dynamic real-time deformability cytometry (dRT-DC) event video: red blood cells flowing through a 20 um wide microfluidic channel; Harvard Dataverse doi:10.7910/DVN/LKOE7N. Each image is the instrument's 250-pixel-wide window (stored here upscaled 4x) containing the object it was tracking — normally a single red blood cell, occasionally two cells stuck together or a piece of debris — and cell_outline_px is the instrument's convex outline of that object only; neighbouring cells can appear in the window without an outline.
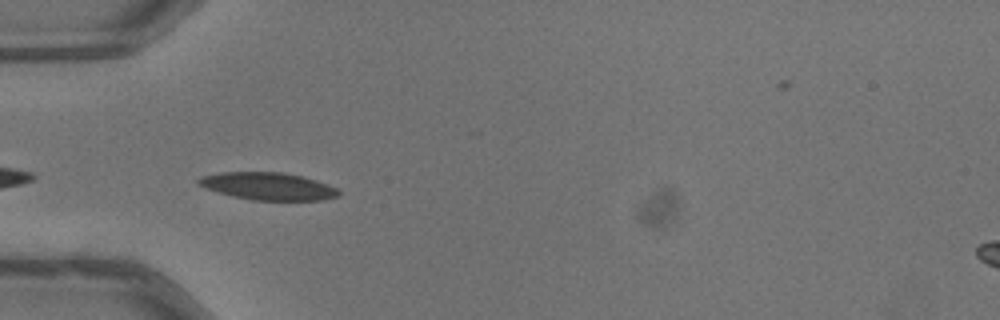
{"species": "common noctule bat (a hibernating species)", "species_latin": "Nyctalus noctula", "temperature_condition": "warm", "stored_images_in_passage": 21, "camera_frame_rate_fps": 3000, "um_per_image_px": 0.085, "animal": {"sex": "male", "body_mass_g": 13.3}, "frame": {"image": 1, "passage_image": 2, "time_ms": 0.333, "image_size_px": [1000, 320], "cell_outline_px": [[340, 196], [324, 200], [252, 200], [232, 196], [196, 184], [196, 180], [200, 176], [220, 172], [280, 172], [300, 176], [316, 180], [328, 184], [336, 188], [340, 192]], "centroid_in_image_um": [22.79, 15.83], "position_along_channel_um": 62.2, "area_um2": 22.37}}
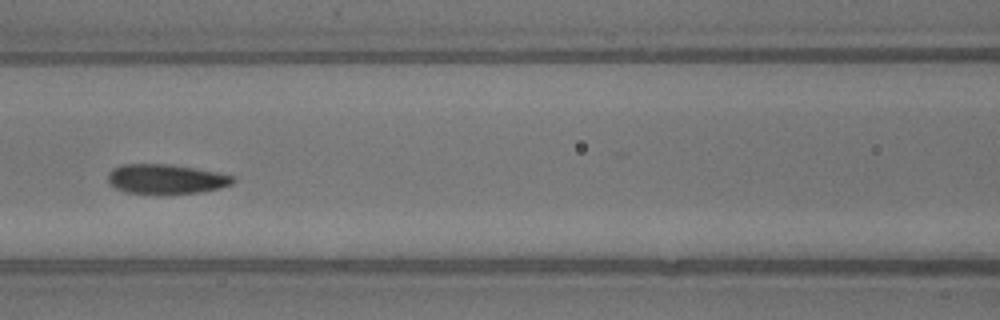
{"frame": {"image": 2, "passage_image": 9, "time_ms": 2.667, "image_size_px": [1000, 320], "cell_outline_px": [[236, 180], [232, 184], [220, 188], [200, 192], [128, 192], [116, 188], [108, 180], [108, 176], [112, 168], [120, 164], [168, 164], [216, 172], [232, 176]], "centroid_in_image_um": [14.11, 15.19], "position_along_channel_um": 152.5, "area_um2": 20.87}}
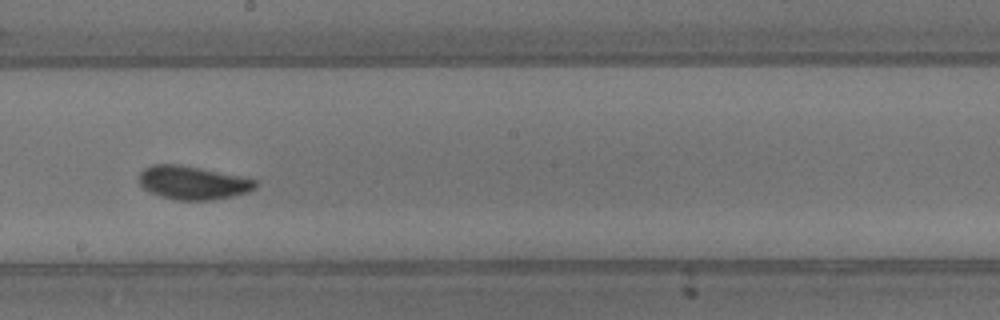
{"frame": {"image": 3, "passage_image": 15, "time_ms": 4.667, "image_size_px": [1000, 320], "cell_outline_px": [[260, 184], [256, 188], [248, 192], [232, 196], [212, 200], [176, 200], [160, 196], [144, 188], [140, 184], [140, 172], [144, 168], [152, 164], [180, 164], [248, 176], [256, 180]], "centroid_in_image_um": [16.47, 15.51], "position_along_channel_um": 231.7, "area_um2": 23.12}}